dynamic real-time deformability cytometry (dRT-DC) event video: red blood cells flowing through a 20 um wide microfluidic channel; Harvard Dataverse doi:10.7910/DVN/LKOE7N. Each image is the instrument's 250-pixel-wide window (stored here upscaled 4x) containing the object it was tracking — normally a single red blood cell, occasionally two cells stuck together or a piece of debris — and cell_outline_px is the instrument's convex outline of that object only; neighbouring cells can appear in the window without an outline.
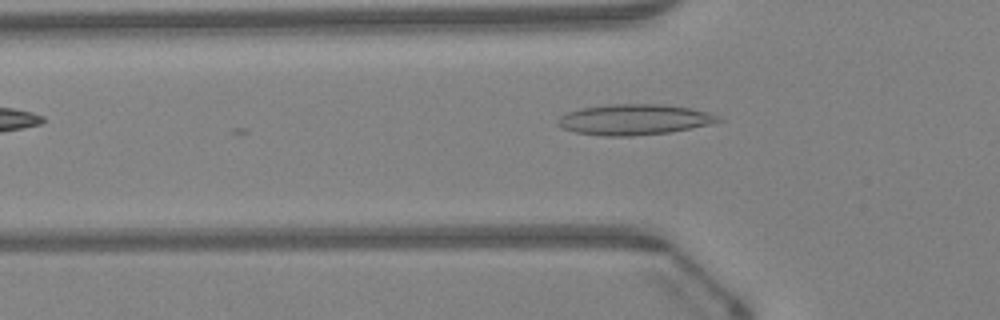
{"species": "Egyptian fruit bat (a non-hibernating species)", "species_latin": "Rousettus aegyptiacus", "temperature_condition": "warm", "stored_images_in_passage": 4, "camera_frame_rate_fps": 3000, "um_per_image_px": 0.085, "animal": {"sex": "female"}, "frame": {"image": 1, "passage_image": 2, "time_ms": 0.333, "image_size_px": [1000, 320], "cell_outline_px": [[724, 120], [712, 124], [668, 132], [632, 136], [604, 136], [576, 132], [560, 128], [556, 124], [556, 120], [560, 116], [568, 112], [580, 108], [608, 104], [664, 104], [688, 108], [708, 112], [720, 116]], "centroid_in_image_um": [53.89, 10.16], "position_along_channel_um": 71.9, "area_um2": 28.78}}